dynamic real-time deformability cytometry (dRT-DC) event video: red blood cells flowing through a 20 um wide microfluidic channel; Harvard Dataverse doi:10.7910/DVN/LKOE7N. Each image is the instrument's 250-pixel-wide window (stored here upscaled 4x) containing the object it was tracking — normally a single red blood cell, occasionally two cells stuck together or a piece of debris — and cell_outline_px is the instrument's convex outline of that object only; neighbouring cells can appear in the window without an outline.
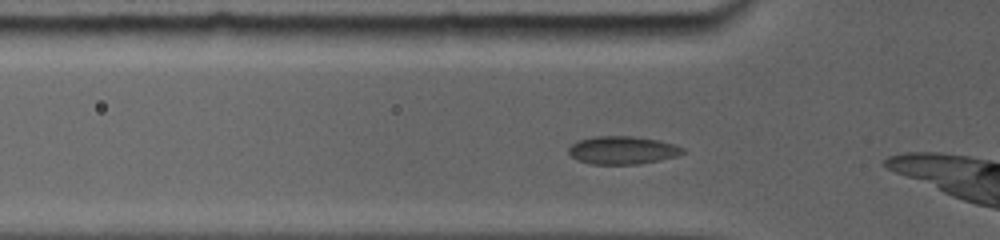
{"species": "common noctule bat (a hibernating species)", "species_latin": "Nyctalus noctula", "temperature_condition": "room temperature", "stored_images_in_passage": 7, "camera_frame_rate_fps": 5000, "um_per_image_px": 0.085, "animal": {"sex": "female", "body_mass_g": 19.0, "forearm_length_mm": 56.7}, "frame": {"image": 1, "passage_image": 3, "time_ms": 0.8, "image_size_px": [1000, 240], "cell_outline_px": [[684, 152], [676, 156], [660, 160], [640, 164], [592, 164], [576, 160], [568, 152], [568, 148], [572, 144], [580, 140], [600, 136], [628, 136], [656, 140], [672, 144], [684, 148]], "centroid_in_image_um": [52.89, 12.78], "position_along_channel_um": 72.9, "area_um2": 18.32}}
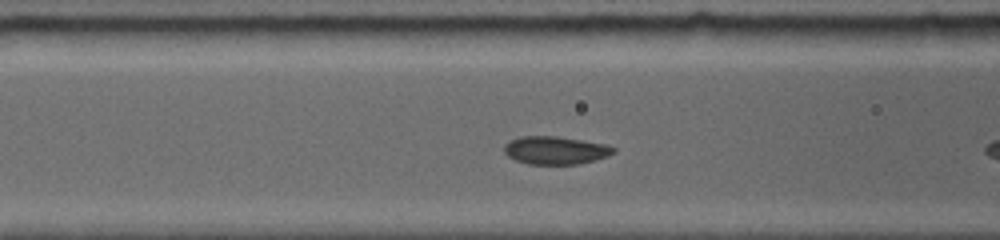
{"frame": {"image": 2, "passage_image": 6, "time_ms": 2.0, "image_size_px": [1000, 240], "cell_outline_px": [[616, 152], [608, 156], [580, 164], [528, 164], [516, 160], [508, 156], [504, 152], [504, 148], [512, 140], [524, 136], [556, 136], [604, 144], [616, 148]], "centroid_in_image_um": [47.25, 12.79], "position_along_channel_um": 119.4, "area_um2": 17.57}}